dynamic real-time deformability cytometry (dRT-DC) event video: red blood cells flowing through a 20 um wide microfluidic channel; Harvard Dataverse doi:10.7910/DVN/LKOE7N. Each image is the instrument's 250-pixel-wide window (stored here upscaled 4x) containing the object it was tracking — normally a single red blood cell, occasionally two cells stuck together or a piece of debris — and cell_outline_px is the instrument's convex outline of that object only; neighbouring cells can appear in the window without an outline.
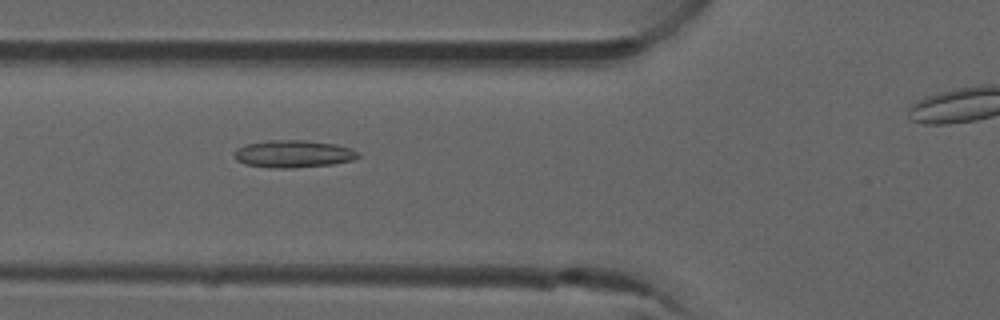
{"species": "common noctule bat (a hibernating species)", "species_latin": "Nyctalus noctula", "temperature_condition": "room temperature", "stored_images_in_passage": 5, "segment_of_instrument_passage": [1, 2], "camera_frame_rate_fps": 3000, "um_per_image_px": 0.085, "animal": {"sex": "male", "forearm_length_mm": 52.5}, "frame": {"image": 1, "passage_image": 3, "time_ms": 0.667, "image_size_px": [1000, 320], "cell_outline_px": [[360, 156], [352, 160], [332, 164], [292, 168], [272, 168], [244, 164], [236, 160], [232, 156], [232, 152], [236, 148], [248, 144], [268, 140], [304, 140], [336, 144], [348, 148], [356, 152]], "centroid_in_image_um": [24.85, 13.08], "position_along_channel_um": 100.9, "area_um2": 19.77}}
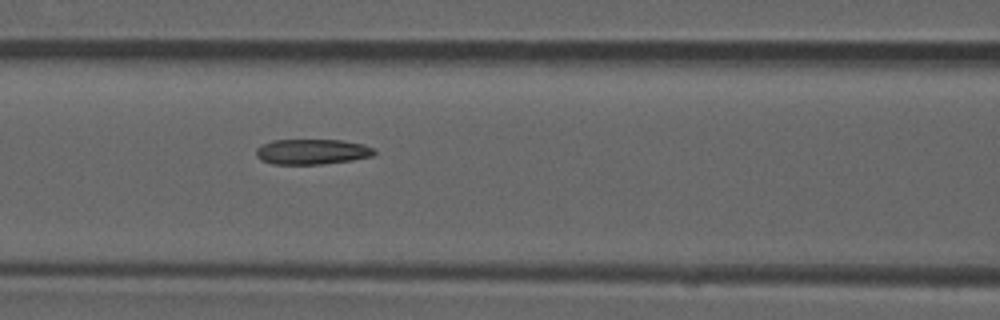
{"frame": {"image": 2, "passage_image": 4, "time_ms": 1.0, "image_size_px": [1000, 320], "cell_outline_px": [[376, 152], [372, 156], [352, 160], [320, 164], [272, 164], [260, 160], [256, 156], [256, 148], [260, 144], [272, 140], [344, 140], [364, 144], [376, 148]], "centroid_in_image_um": [26.52, 12.89], "position_along_channel_um": 140.1, "area_um2": 17.69}}